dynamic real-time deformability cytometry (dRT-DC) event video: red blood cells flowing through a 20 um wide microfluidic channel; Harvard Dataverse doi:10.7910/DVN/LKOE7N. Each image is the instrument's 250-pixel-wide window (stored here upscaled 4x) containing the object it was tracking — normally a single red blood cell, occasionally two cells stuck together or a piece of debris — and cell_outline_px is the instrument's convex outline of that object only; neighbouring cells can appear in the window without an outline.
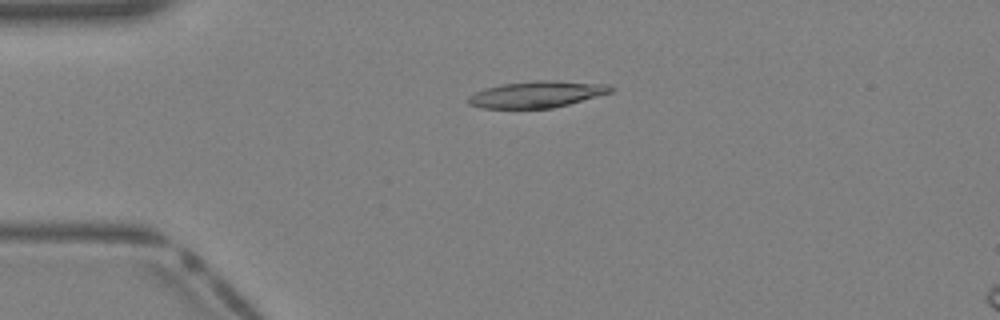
{"species": "Egyptian fruit bat (a non-hibernating species)", "species_latin": "Rousettus aegyptiacus", "temperature_condition": "warm", "stored_images_in_passage": 33, "camera_frame_rate_fps": 3000, "um_per_image_px": 0.085, "animal": {"sex": "female"}, "frame": {"image": 1, "passage_image": 3, "time_ms": 0.667, "image_size_px": [1000, 320], "cell_outline_px": [[612, 92], [568, 104], [552, 108], [480, 108], [468, 104], [468, 96], [484, 88], [500, 84], [536, 80], [556, 80], [608, 84], [612, 88]], "centroid_in_image_um": [45.6, 8.01], "position_along_channel_um": 39.4, "area_um2": 22.02}}
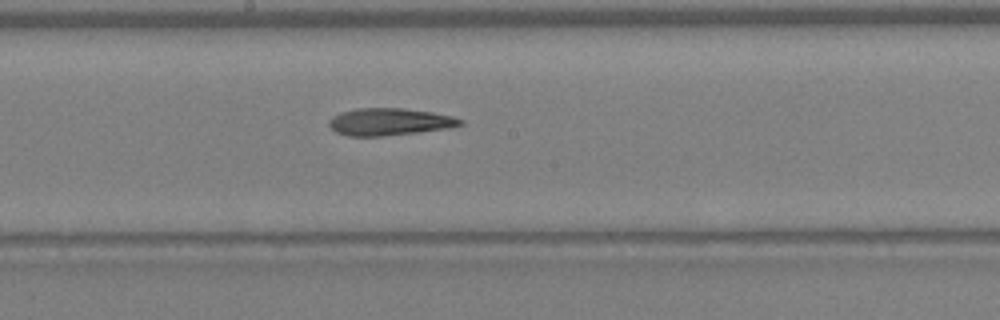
{"frame": {"image": 2, "passage_image": 15, "time_ms": 4.667, "image_size_px": [1000, 320], "cell_outline_px": [[464, 124], [448, 128], [416, 132], [380, 136], [348, 136], [336, 132], [328, 124], [328, 120], [332, 116], [340, 112], [356, 108], [404, 108], [432, 112], [452, 116], [464, 120]], "centroid_in_image_um": [33.08, 10.34], "position_along_channel_um": 215.1, "area_um2": 20.81}}
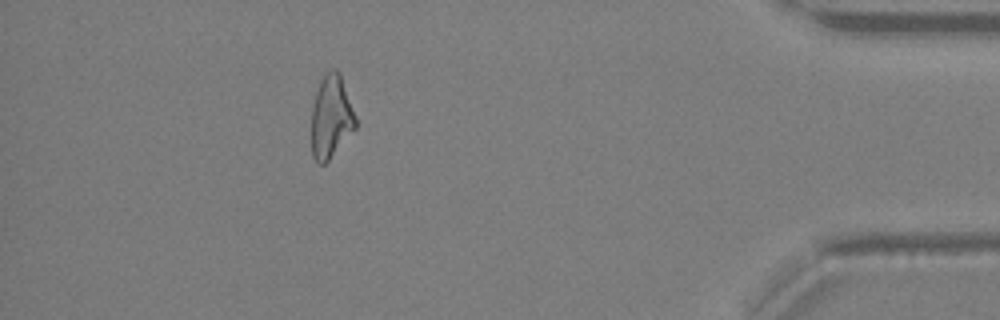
{"frame": {"image": 3, "passage_image": 29, "time_ms": 9.333, "image_size_px": [1000, 320], "cell_outline_px": [[356, 128], [328, 160], [324, 164], [316, 164], [312, 156], [312, 104], [320, 80], [324, 72], [332, 68], [336, 68], [340, 72], [356, 116]], "centroid_in_image_um": [28.14, 9.9], "position_along_channel_um": 407.1, "area_um2": 21.5}}